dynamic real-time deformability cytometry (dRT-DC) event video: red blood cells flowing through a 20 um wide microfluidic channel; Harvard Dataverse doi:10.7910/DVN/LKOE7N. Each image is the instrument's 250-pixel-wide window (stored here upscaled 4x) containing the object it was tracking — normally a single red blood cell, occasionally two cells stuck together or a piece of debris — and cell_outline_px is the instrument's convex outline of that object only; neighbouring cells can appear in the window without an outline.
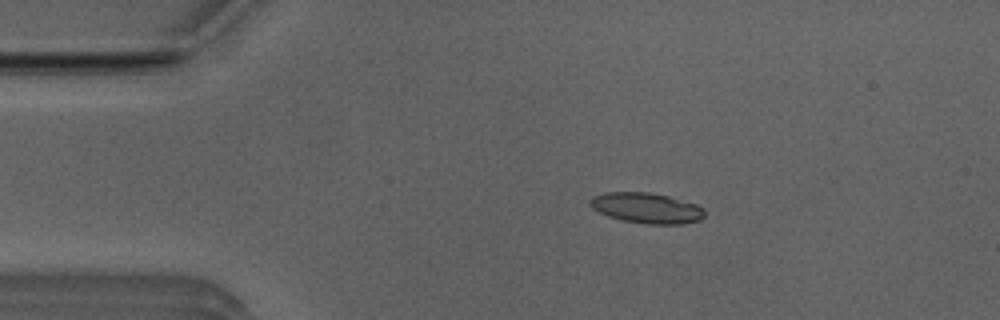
{"species": "Egyptian fruit bat (a non-hibernating species)", "species_latin": "Rousettus aegyptiacus", "temperature_condition": "room temperature", "stored_images_in_passage": 48, "camera_frame_rate_fps": 3000, "um_per_image_px": 0.085, "animal": {"sex": "male"}, "frame": {"image": 1, "passage_image": 6, "time_ms": 1.667, "image_size_px": [1000, 320], "cell_outline_px": [[704, 216], [700, 220], [680, 224], [648, 224], [620, 220], [608, 216], [592, 208], [588, 204], [588, 200], [592, 196], [604, 192], [648, 192], [668, 196], [696, 204], [704, 208]], "centroid_in_image_um": [54.92, 17.68], "position_along_channel_um": 30.1, "area_um2": 20.46}}
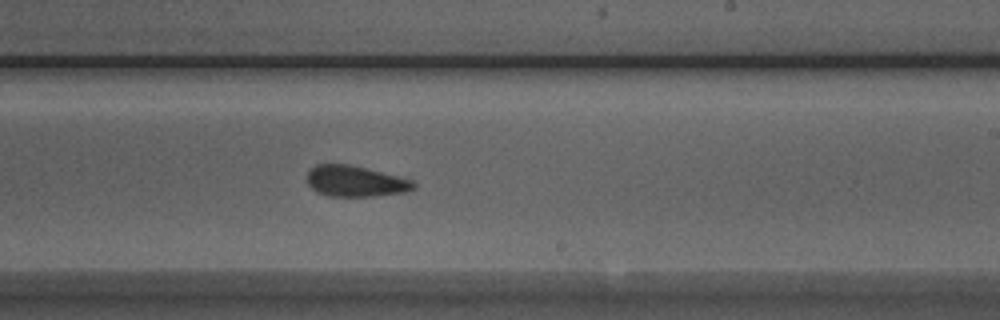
{"frame": {"image": 2, "passage_image": 27, "time_ms": 8.667, "image_size_px": [1000, 320], "cell_outline_px": [[416, 188], [408, 192], [372, 196], [328, 196], [316, 192], [308, 184], [308, 172], [316, 164], [348, 164], [400, 176], [412, 180], [416, 184]], "centroid_in_image_um": [30.24, 15.41], "position_along_channel_um": 258.8, "area_um2": 19.25}}
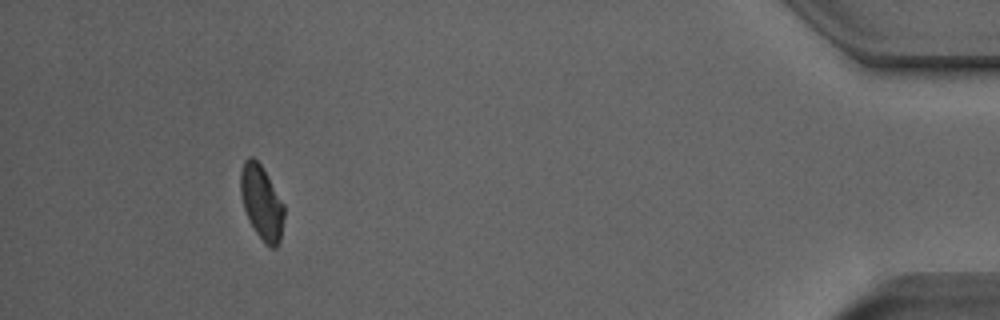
{"frame": {"image": 3, "passage_image": 44, "time_ms": 14.333, "image_size_px": [1000, 320], "cell_outline_px": [[284, 216], [280, 240], [276, 248], [268, 248], [264, 244], [248, 220], [244, 208], [240, 192], [240, 172], [244, 160], [248, 156], [252, 156], [260, 164], [284, 204]], "centroid_in_image_um": [22.23, 17.23], "position_along_channel_um": 413.0, "area_um2": 18.84}, "authors_computed_cell_mechanics": {"area_um2": 19.9699, "velocity_mm_per_s": 3.9456, "shape_relaxation_time_tau1_ms": 8.3055, "shape_relaxation_time_tau2_ms": 2.3795, "deformation_change_tau1": 0.1615, "deformation_change_tau2": 0.0751}}